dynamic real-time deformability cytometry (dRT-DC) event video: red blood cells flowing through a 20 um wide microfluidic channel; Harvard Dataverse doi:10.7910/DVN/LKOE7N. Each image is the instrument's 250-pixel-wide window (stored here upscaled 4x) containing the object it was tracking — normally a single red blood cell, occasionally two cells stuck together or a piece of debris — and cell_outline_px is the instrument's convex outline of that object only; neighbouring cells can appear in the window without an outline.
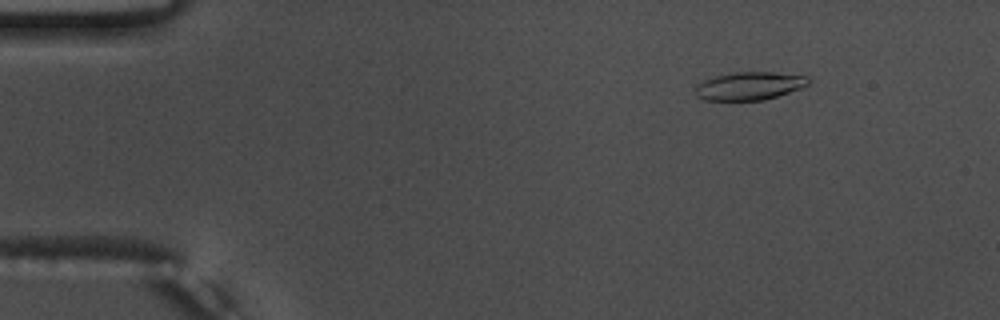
{"species": "common noctule bat (a hibernating species)", "species_latin": "Nyctalus noctula", "temperature_condition": "warm", "stored_images_in_passage": 54, "camera_frame_rate_fps": 3000, "um_per_image_px": 0.085, "animal": {"sex": "male", "body_mass_g": 17.5, "forearm_length_mm": 52.3}, "frame": {"image": 1, "passage_image": 7, "time_ms": 2.0, "image_size_px": [1000, 320], "cell_outline_px": [[812, 80], [808, 84], [800, 88], [764, 100], [704, 100], [696, 96], [696, 88], [704, 80], [716, 76], [732, 72], [772, 72], [808, 76]], "centroid_in_image_um": [63.72, 7.3], "position_along_channel_um": 21.3, "area_um2": 18.32}}
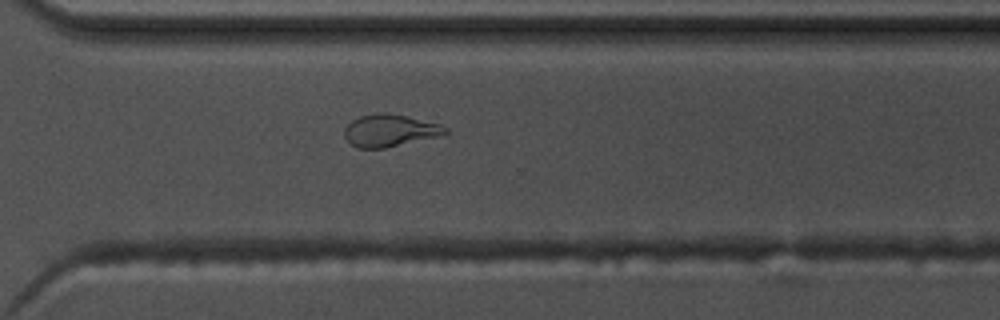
{"frame": {"image": 2, "passage_image": 39, "time_ms": 12.667, "image_size_px": [1000, 320], "cell_outline_px": [[448, 132], [440, 136], [384, 148], [360, 148], [352, 144], [344, 136], [344, 128], [352, 120], [360, 116], [376, 112], [388, 112], [408, 116], [440, 124], [448, 128]], "centroid_in_image_um": [33.14, 11.07], "position_along_channel_um": 337.5, "area_um2": 19.02}}
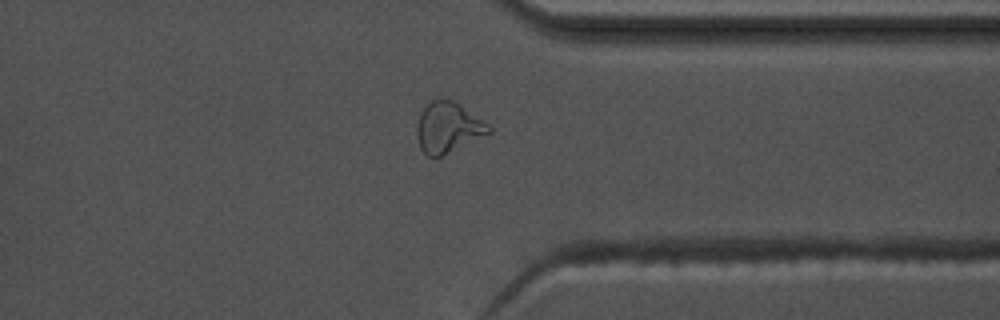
{"frame": {"image": 3, "passage_image": 42, "time_ms": 13.667, "image_size_px": [1000, 320], "cell_outline_px": [[492, 132], [436, 160], [428, 156], [420, 148], [416, 136], [416, 124], [420, 112], [432, 100], [440, 96], [452, 100], [460, 104], [488, 124], [492, 128]], "centroid_in_image_um": [38.06, 10.85], "position_along_channel_um": 373.3, "area_um2": 21.73}, "authors_computed_cell_mechanics": {"area_um2": 18.6694, "velocity_mm_per_s": 3.7977, "shape_relaxation_time_tau1_ms": 10.5178, "shape_relaxation_time_tau2_ms": 2.1792, "deformation_change_tau1": 0.3087, "deformation_change_tau2": 0.0952}}